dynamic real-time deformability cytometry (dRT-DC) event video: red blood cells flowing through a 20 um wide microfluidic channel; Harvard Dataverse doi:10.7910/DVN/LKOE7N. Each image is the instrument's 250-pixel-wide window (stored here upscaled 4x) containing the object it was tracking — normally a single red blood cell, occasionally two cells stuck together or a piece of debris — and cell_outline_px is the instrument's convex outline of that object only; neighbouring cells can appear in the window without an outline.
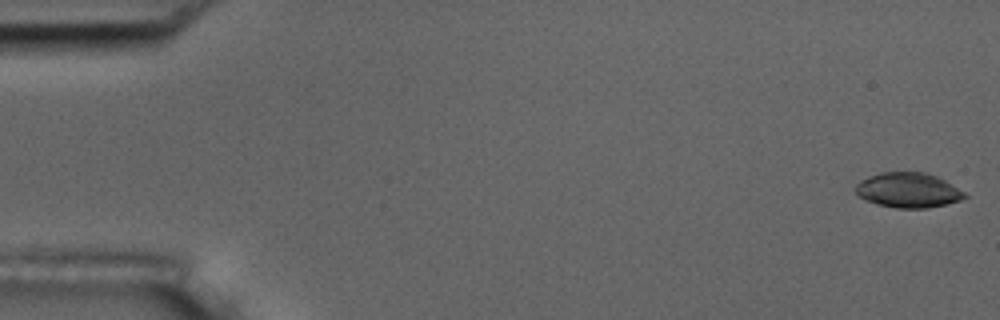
{"species": "common noctule bat (a hibernating species)", "species_latin": "Nyctalus noctula", "temperature_condition": "room temperature", "stored_images_in_passage": 6, "camera_frame_rate_fps": 3000, "um_per_image_px": 0.085, "animal": {"sex": "male", "body_mass_g": 17.5, "forearm_length_mm": 52.3}, "frame": {"image": 1, "passage_image": 1, "time_ms": 0.0, "image_size_px": [1000, 320], "cell_outline_px": [[968, 196], [960, 200], [928, 208], [896, 208], [876, 204], [860, 196], [856, 192], [856, 184], [860, 180], [868, 176], [880, 172], [924, 172], [936, 176], [944, 180], [964, 192]], "centroid_in_image_um": [77.18, 16.16], "position_along_channel_um": 7.8, "area_um2": 22.02}}
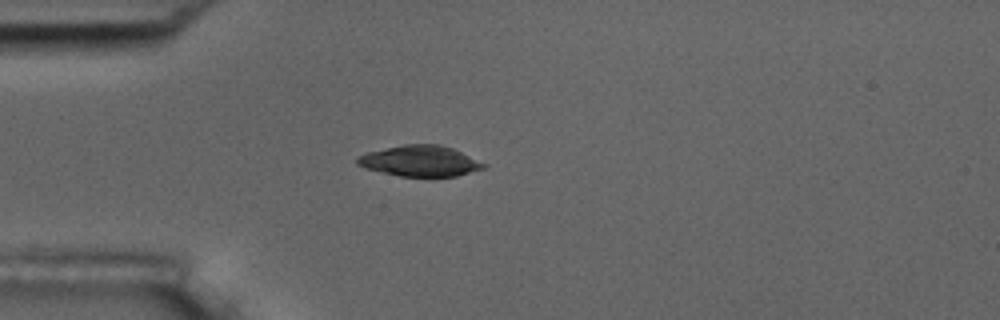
{"frame": {"image": 2, "passage_image": 5, "time_ms": 4.667, "image_size_px": [1000, 320], "cell_outline_px": [[488, 164], [484, 168], [456, 176], [400, 176], [364, 168], [356, 164], [356, 160], [360, 156], [368, 152], [404, 144], [436, 144], [452, 148]], "centroid_in_image_um": [35.71, 13.68], "position_along_channel_um": 49.3, "area_um2": 22.43}}